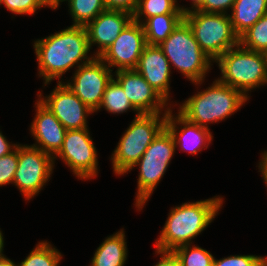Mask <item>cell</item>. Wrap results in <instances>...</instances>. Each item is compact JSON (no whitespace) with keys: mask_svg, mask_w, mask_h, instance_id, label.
I'll use <instances>...</instances> for the list:
<instances>
[{"mask_svg":"<svg viewBox=\"0 0 267 266\" xmlns=\"http://www.w3.org/2000/svg\"><path fill=\"white\" fill-rule=\"evenodd\" d=\"M38 60L39 76L44 77L45 84L60 78L80 60L89 63L94 59L87 57L90 51L85 26L72 25L61 32L54 33L34 42Z\"/></svg>","mask_w":267,"mask_h":266,"instance_id":"1","label":"cell"},{"mask_svg":"<svg viewBox=\"0 0 267 266\" xmlns=\"http://www.w3.org/2000/svg\"><path fill=\"white\" fill-rule=\"evenodd\" d=\"M222 202L221 197H214L174 207L156 240V249L173 251L179 246L191 244V240L213 221Z\"/></svg>","mask_w":267,"mask_h":266,"instance_id":"2","label":"cell"},{"mask_svg":"<svg viewBox=\"0 0 267 266\" xmlns=\"http://www.w3.org/2000/svg\"><path fill=\"white\" fill-rule=\"evenodd\" d=\"M248 98L241 91L215 80L212 86L188 98L180 106L179 113L189 122L208 128V122L224 120Z\"/></svg>","mask_w":267,"mask_h":266,"instance_id":"3","label":"cell"},{"mask_svg":"<svg viewBox=\"0 0 267 266\" xmlns=\"http://www.w3.org/2000/svg\"><path fill=\"white\" fill-rule=\"evenodd\" d=\"M216 63L222 72L218 80L247 97V91L267 83V59L264 52L248 50L239 44L221 55Z\"/></svg>","mask_w":267,"mask_h":266,"instance_id":"4","label":"cell"},{"mask_svg":"<svg viewBox=\"0 0 267 266\" xmlns=\"http://www.w3.org/2000/svg\"><path fill=\"white\" fill-rule=\"evenodd\" d=\"M158 46L169 63L180 70L186 78L195 84L202 83L210 68L211 59L202 51L192 29L184 19Z\"/></svg>","mask_w":267,"mask_h":266,"instance_id":"5","label":"cell"},{"mask_svg":"<svg viewBox=\"0 0 267 266\" xmlns=\"http://www.w3.org/2000/svg\"><path fill=\"white\" fill-rule=\"evenodd\" d=\"M156 114H136V117L122 135L112 154L114 172L118 175L127 173L140 160L153 139L165 127L167 112Z\"/></svg>","mask_w":267,"mask_h":266,"instance_id":"6","label":"cell"},{"mask_svg":"<svg viewBox=\"0 0 267 266\" xmlns=\"http://www.w3.org/2000/svg\"><path fill=\"white\" fill-rule=\"evenodd\" d=\"M184 20L202 51L212 61L239 45V36L233 29L229 14L191 10L184 14Z\"/></svg>","mask_w":267,"mask_h":266,"instance_id":"7","label":"cell"},{"mask_svg":"<svg viewBox=\"0 0 267 266\" xmlns=\"http://www.w3.org/2000/svg\"><path fill=\"white\" fill-rule=\"evenodd\" d=\"M175 148L176 145L172 134L164 127L153 139L140 160L130 169L132 170L138 165L140 167L135 203L138 209H142L163 177L173 157Z\"/></svg>","mask_w":267,"mask_h":266,"instance_id":"8","label":"cell"},{"mask_svg":"<svg viewBox=\"0 0 267 266\" xmlns=\"http://www.w3.org/2000/svg\"><path fill=\"white\" fill-rule=\"evenodd\" d=\"M54 166L51 155L39 148L18 145V166L13 183L29 200L39 193L50 178Z\"/></svg>","mask_w":267,"mask_h":266,"instance_id":"9","label":"cell"},{"mask_svg":"<svg viewBox=\"0 0 267 266\" xmlns=\"http://www.w3.org/2000/svg\"><path fill=\"white\" fill-rule=\"evenodd\" d=\"M57 156L62 158L78 178L83 180L96 177L97 150L88 128L67 130L62 147L53 159Z\"/></svg>","mask_w":267,"mask_h":266,"instance_id":"10","label":"cell"},{"mask_svg":"<svg viewBox=\"0 0 267 266\" xmlns=\"http://www.w3.org/2000/svg\"><path fill=\"white\" fill-rule=\"evenodd\" d=\"M76 69L73 82L66 85L94 112L99 108L107 84L113 76L110 69L99 57L89 63L82 61Z\"/></svg>","mask_w":267,"mask_h":266,"instance_id":"11","label":"cell"},{"mask_svg":"<svg viewBox=\"0 0 267 266\" xmlns=\"http://www.w3.org/2000/svg\"><path fill=\"white\" fill-rule=\"evenodd\" d=\"M146 45L142 24L132 20L99 58L116 71L136 69Z\"/></svg>","mask_w":267,"mask_h":266,"instance_id":"12","label":"cell"},{"mask_svg":"<svg viewBox=\"0 0 267 266\" xmlns=\"http://www.w3.org/2000/svg\"><path fill=\"white\" fill-rule=\"evenodd\" d=\"M47 98V99H46ZM46 98H39L54 116L62 123L66 130L87 128V116L94 111L84 104L61 81Z\"/></svg>","mask_w":267,"mask_h":266,"instance_id":"13","label":"cell"},{"mask_svg":"<svg viewBox=\"0 0 267 266\" xmlns=\"http://www.w3.org/2000/svg\"><path fill=\"white\" fill-rule=\"evenodd\" d=\"M116 77L137 114L161 113L167 105V101L136 69L116 71Z\"/></svg>","mask_w":267,"mask_h":266,"instance_id":"14","label":"cell"},{"mask_svg":"<svg viewBox=\"0 0 267 266\" xmlns=\"http://www.w3.org/2000/svg\"><path fill=\"white\" fill-rule=\"evenodd\" d=\"M132 20L131 13L106 9L89 22L85 28L90 49L93 43H97L99 47L95 57H100Z\"/></svg>","mask_w":267,"mask_h":266,"instance_id":"15","label":"cell"},{"mask_svg":"<svg viewBox=\"0 0 267 266\" xmlns=\"http://www.w3.org/2000/svg\"><path fill=\"white\" fill-rule=\"evenodd\" d=\"M35 105L37 112L30 126V131L40 147L37 144H33L32 146L39 148L53 157V154L55 156L62 147L67 130L39 100Z\"/></svg>","mask_w":267,"mask_h":266,"instance_id":"16","label":"cell"},{"mask_svg":"<svg viewBox=\"0 0 267 266\" xmlns=\"http://www.w3.org/2000/svg\"><path fill=\"white\" fill-rule=\"evenodd\" d=\"M171 65L158 45L147 44L136 70L166 100L169 96Z\"/></svg>","mask_w":267,"mask_h":266,"instance_id":"17","label":"cell"},{"mask_svg":"<svg viewBox=\"0 0 267 266\" xmlns=\"http://www.w3.org/2000/svg\"><path fill=\"white\" fill-rule=\"evenodd\" d=\"M178 124L183 125V129L179 132H177ZM165 127L172 134L175 145H180L181 150H187L190 154H197L202 148H208L207 145H209L213 138L209 128L189 122L179 112L178 115L174 117L171 109L167 112Z\"/></svg>","mask_w":267,"mask_h":266,"instance_id":"18","label":"cell"},{"mask_svg":"<svg viewBox=\"0 0 267 266\" xmlns=\"http://www.w3.org/2000/svg\"><path fill=\"white\" fill-rule=\"evenodd\" d=\"M232 10L230 20L235 33L240 37L267 14V0H235Z\"/></svg>","mask_w":267,"mask_h":266,"instance_id":"19","label":"cell"},{"mask_svg":"<svg viewBox=\"0 0 267 266\" xmlns=\"http://www.w3.org/2000/svg\"><path fill=\"white\" fill-rule=\"evenodd\" d=\"M124 231L109 236L97 248L91 266H124L127 259V247Z\"/></svg>","mask_w":267,"mask_h":266,"instance_id":"20","label":"cell"},{"mask_svg":"<svg viewBox=\"0 0 267 266\" xmlns=\"http://www.w3.org/2000/svg\"><path fill=\"white\" fill-rule=\"evenodd\" d=\"M184 19V13H168L149 17L140 22L144 29L146 43L160 45Z\"/></svg>","mask_w":267,"mask_h":266,"instance_id":"21","label":"cell"},{"mask_svg":"<svg viewBox=\"0 0 267 266\" xmlns=\"http://www.w3.org/2000/svg\"><path fill=\"white\" fill-rule=\"evenodd\" d=\"M191 9L182 8L177 6L175 0H139L136 11L133 14V20L141 22L140 18H149L157 15H163L168 13H187Z\"/></svg>","mask_w":267,"mask_h":266,"instance_id":"22","label":"cell"},{"mask_svg":"<svg viewBox=\"0 0 267 266\" xmlns=\"http://www.w3.org/2000/svg\"><path fill=\"white\" fill-rule=\"evenodd\" d=\"M103 107L113 114L123 113L129 109H132L137 112V110L132 106L131 102L129 101L123 88L114 79V77L107 84L101 104L96 111Z\"/></svg>","mask_w":267,"mask_h":266,"instance_id":"23","label":"cell"},{"mask_svg":"<svg viewBox=\"0 0 267 266\" xmlns=\"http://www.w3.org/2000/svg\"><path fill=\"white\" fill-rule=\"evenodd\" d=\"M73 25L86 26L106 10L103 0H67Z\"/></svg>","mask_w":267,"mask_h":266,"instance_id":"24","label":"cell"},{"mask_svg":"<svg viewBox=\"0 0 267 266\" xmlns=\"http://www.w3.org/2000/svg\"><path fill=\"white\" fill-rule=\"evenodd\" d=\"M239 44L248 50L265 53L267 50V14L239 37Z\"/></svg>","mask_w":267,"mask_h":266,"instance_id":"25","label":"cell"},{"mask_svg":"<svg viewBox=\"0 0 267 266\" xmlns=\"http://www.w3.org/2000/svg\"><path fill=\"white\" fill-rule=\"evenodd\" d=\"M61 253L49 243L39 242L30 254L18 266H58Z\"/></svg>","mask_w":267,"mask_h":266,"instance_id":"26","label":"cell"},{"mask_svg":"<svg viewBox=\"0 0 267 266\" xmlns=\"http://www.w3.org/2000/svg\"><path fill=\"white\" fill-rule=\"evenodd\" d=\"M190 246L185 244L173 250L181 266H213L214 257L211 253L199 246Z\"/></svg>","mask_w":267,"mask_h":266,"instance_id":"27","label":"cell"},{"mask_svg":"<svg viewBox=\"0 0 267 266\" xmlns=\"http://www.w3.org/2000/svg\"><path fill=\"white\" fill-rule=\"evenodd\" d=\"M18 166V144L9 154L0 157V186L13 183Z\"/></svg>","mask_w":267,"mask_h":266,"instance_id":"28","label":"cell"},{"mask_svg":"<svg viewBox=\"0 0 267 266\" xmlns=\"http://www.w3.org/2000/svg\"><path fill=\"white\" fill-rule=\"evenodd\" d=\"M213 266H267V257L234 255L220 260H216L214 257Z\"/></svg>","mask_w":267,"mask_h":266,"instance_id":"29","label":"cell"},{"mask_svg":"<svg viewBox=\"0 0 267 266\" xmlns=\"http://www.w3.org/2000/svg\"><path fill=\"white\" fill-rule=\"evenodd\" d=\"M15 14H29L32 15L40 7L48 6L44 0H2L1 4Z\"/></svg>","mask_w":267,"mask_h":266,"instance_id":"30","label":"cell"},{"mask_svg":"<svg viewBox=\"0 0 267 266\" xmlns=\"http://www.w3.org/2000/svg\"><path fill=\"white\" fill-rule=\"evenodd\" d=\"M234 2L235 0H204L197 10L208 13L226 14L225 10L229 7L232 11Z\"/></svg>","mask_w":267,"mask_h":266,"instance_id":"31","label":"cell"},{"mask_svg":"<svg viewBox=\"0 0 267 266\" xmlns=\"http://www.w3.org/2000/svg\"><path fill=\"white\" fill-rule=\"evenodd\" d=\"M139 0H103L107 10H120L131 13L136 11Z\"/></svg>","mask_w":267,"mask_h":266,"instance_id":"32","label":"cell"},{"mask_svg":"<svg viewBox=\"0 0 267 266\" xmlns=\"http://www.w3.org/2000/svg\"><path fill=\"white\" fill-rule=\"evenodd\" d=\"M156 250V253L162 254V256L160 261L154 266H181L178 257L173 251Z\"/></svg>","mask_w":267,"mask_h":266,"instance_id":"33","label":"cell"},{"mask_svg":"<svg viewBox=\"0 0 267 266\" xmlns=\"http://www.w3.org/2000/svg\"><path fill=\"white\" fill-rule=\"evenodd\" d=\"M17 147V144H9V142L6 140V138L3 136V134L0 132V157H3L6 154H9Z\"/></svg>","mask_w":267,"mask_h":266,"instance_id":"34","label":"cell"},{"mask_svg":"<svg viewBox=\"0 0 267 266\" xmlns=\"http://www.w3.org/2000/svg\"><path fill=\"white\" fill-rule=\"evenodd\" d=\"M259 169L262 172V176L267 186V152L266 151H264V154H262L261 162H259Z\"/></svg>","mask_w":267,"mask_h":266,"instance_id":"35","label":"cell"},{"mask_svg":"<svg viewBox=\"0 0 267 266\" xmlns=\"http://www.w3.org/2000/svg\"><path fill=\"white\" fill-rule=\"evenodd\" d=\"M0 266H18L10 259L6 258L3 254L0 256Z\"/></svg>","mask_w":267,"mask_h":266,"instance_id":"36","label":"cell"},{"mask_svg":"<svg viewBox=\"0 0 267 266\" xmlns=\"http://www.w3.org/2000/svg\"><path fill=\"white\" fill-rule=\"evenodd\" d=\"M63 1H66V0H50V7L51 9H56L58 6H59V3L60 2H63Z\"/></svg>","mask_w":267,"mask_h":266,"instance_id":"37","label":"cell"},{"mask_svg":"<svg viewBox=\"0 0 267 266\" xmlns=\"http://www.w3.org/2000/svg\"><path fill=\"white\" fill-rule=\"evenodd\" d=\"M193 2V7H192V9L193 10H197L201 5H202V3H203V1L204 0H192Z\"/></svg>","mask_w":267,"mask_h":266,"instance_id":"38","label":"cell"},{"mask_svg":"<svg viewBox=\"0 0 267 266\" xmlns=\"http://www.w3.org/2000/svg\"><path fill=\"white\" fill-rule=\"evenodd\" d=\"M4 246V240H3V235L2 232L0 231V256L2 255L3 247Z\"/></svg>","mask_w":267,"mask_h":266,"instance_id":"39","label":"cell"},{"mask_svg":"<svg viewBox=\"0 0 267 266\" xmlns=\"http://www.w3.org/2000/svg\"><path fill=\"white\" fill-rule=\"evenodd\" d=\"M44 1L48 6H50V0H44Z\"/></svg>","mask_w":267,"mask_h":266,"instance_id":"40","label":"cell"}]
</instances>
